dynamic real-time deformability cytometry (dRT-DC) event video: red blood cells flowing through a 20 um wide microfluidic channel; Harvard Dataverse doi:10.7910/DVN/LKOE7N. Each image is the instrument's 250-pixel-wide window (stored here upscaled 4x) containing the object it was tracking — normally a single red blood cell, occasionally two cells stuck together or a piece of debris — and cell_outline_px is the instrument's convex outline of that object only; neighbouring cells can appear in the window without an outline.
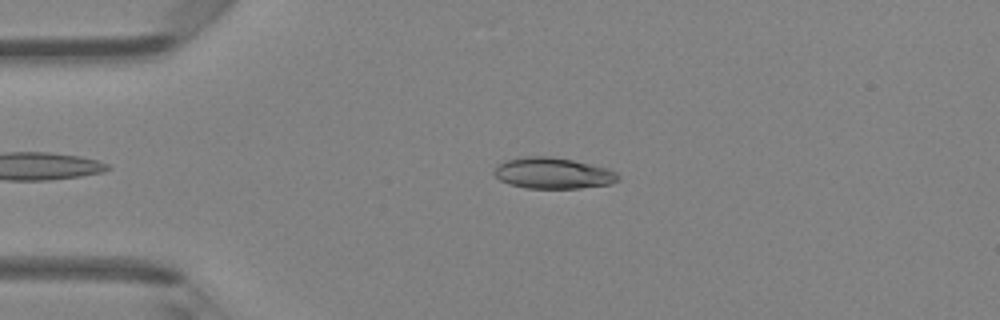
{"species": "Egyptian fruit bat (a non-hibernating species)", "species_latin": "Rousettus aegyptiacus", "temperature_condition": "room temperature", "stored_images_in_passage": 34, "camera_frame_rate_fps": 3000, "um_per_image_px": 0.085, "animal": {"sex": "female"}, "frame": {"image": 1, "passage_image": 3, "time_ms": 0.667, "image_size_px": [1000, 320], "cell_outline_px": [[620, 180], [612, 184], [580, 188], [528, 188], [508, 184], [500, 180], [492, 172], [496, 164], [504, 160], [520, 156], [548, 156], [572, 160], [592, 164], [608, 168], [616, 172], [620, 176]], "centroid_in_image_um": [46.99, 14.71], "position_along_channel_um": 38.0, "area_um2": 22.83}}
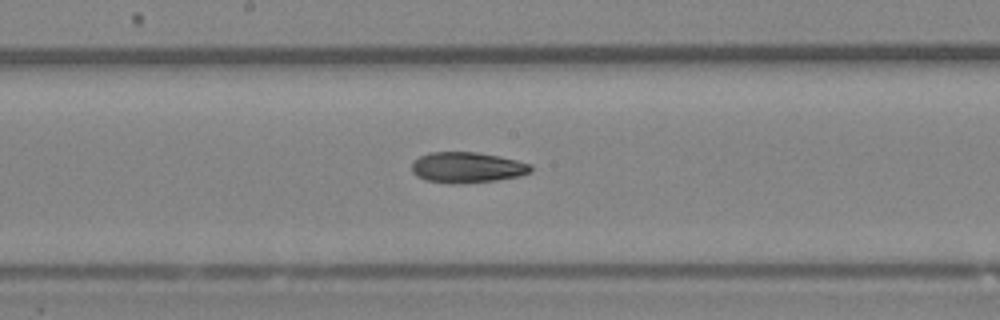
{"frame": {"image": 2, "passage_image": 17, "time_ms": 5.333, "image_size_px": [1000, 320], "cell_outline_px": [[532, 172], [520, 176], [496, 180], [456, 184], [452, 184], [424, 180], [416, 176], [412, 172], [412, 164], [420, 156], [428, 152], [476, 152], [500, 156], [532, 164]], "centroid_in_image_um": [39.71, 14.24], "position_along_channel_um": 208.5, "area_um2": 21.44}}
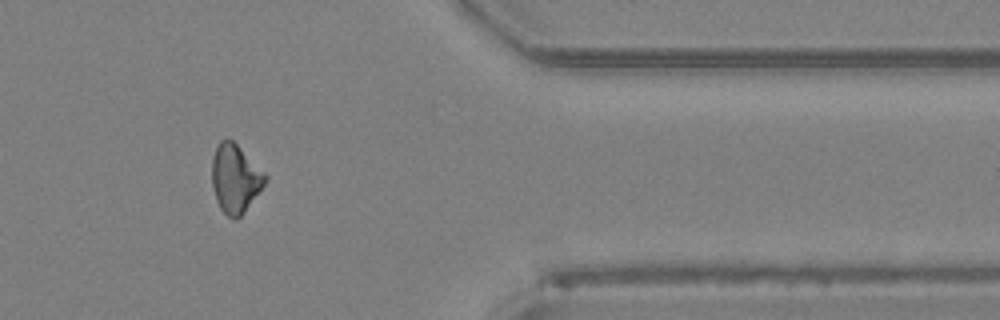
{"frame": {"image": 3, "passage_image": 31, "time_ms": 10.0, "image_size_px": [1000, 320], "cell_outline_px": [[268, 180], [244, 212], [236, 220], [228, 216], [220, 208], [216, 200], [212, 184], [212, 160], [216, 148], [220, 140], [228, 136], [268, 176]], "centroid_in_image_um": [19.99, 15.17], "position_along_channel_um": 391.4, "area_um2": 21.1}}